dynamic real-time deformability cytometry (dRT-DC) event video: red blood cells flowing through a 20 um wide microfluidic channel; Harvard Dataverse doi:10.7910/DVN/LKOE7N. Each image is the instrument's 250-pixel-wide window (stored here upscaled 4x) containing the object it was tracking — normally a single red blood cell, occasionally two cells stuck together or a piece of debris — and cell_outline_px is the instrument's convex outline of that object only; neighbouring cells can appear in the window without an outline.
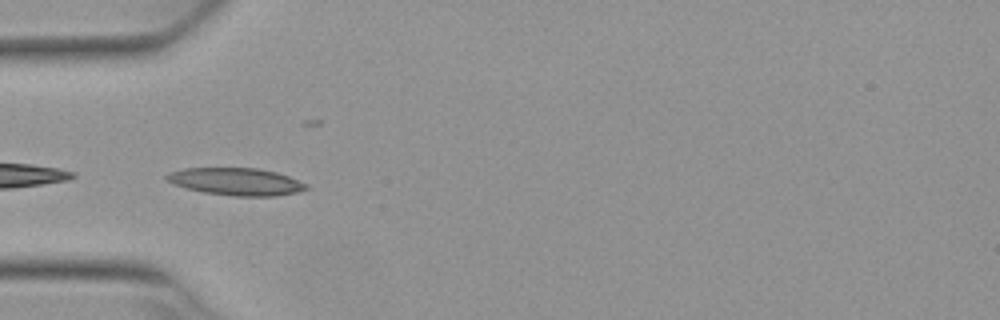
{"species": "Egyptian fruit bat (a non-hibernating species)", "species_latin": "Rousettus aegyptiacus", "temperature_condition": "warm", "stored_images_in_passage": 6, "camera_frame_rate_fps": 3000, "um_per_image_px": 0.085, "animal": {"sex": "female"}, "frame": {"image": 1, "passage_image": 4, "time_ms": 1.0, "image_size_px": [1000, 320], "cell_outline_px": [[308, 188], [300, 192], [276, 196], [232, 196], [204, 192], [188, 188], [176, 184], [168, 180], [164, 176], [168, 172], [184, 168], [256, 168], [276, 172], [288, 176], [308, 184]], "centroid_in_image_um": [20.11, 15.43], "position_along_channel_um": 64.9, "area_um2": 22.2}}